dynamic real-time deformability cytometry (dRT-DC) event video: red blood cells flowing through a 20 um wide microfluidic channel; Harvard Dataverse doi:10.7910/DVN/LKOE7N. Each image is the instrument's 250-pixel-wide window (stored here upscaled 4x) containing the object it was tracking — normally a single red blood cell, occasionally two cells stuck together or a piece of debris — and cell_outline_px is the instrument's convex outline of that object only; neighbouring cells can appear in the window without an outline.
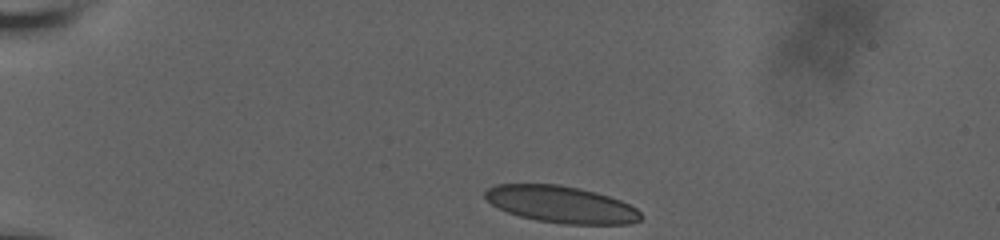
{"species": "human", "species_latin": "Homo sapiens", "temperature_condition": "room temperature", "stored_images_in_passage": 39, "camera_frame_rate_fps": 3000, "um_per_image_px": 0.085, "donor": {"sex": "male"}, "frame": {"image": 1, "passage_image": 1, "time_ms": 0.0, "image_size_px": [1000, 240], "cell_outline_px": [[640, 220], [628, 224], [564, 224], [536, 220], [520, 216], [508, 212], [492, 204], [484, 196], [484, 192], [488, 188], [496, 184], [560, 184], [580, 188], [596, 192], [620, 200], [636, 208], [640, 212]], "centroid_in_image_um": [47.69, 17.37], "position_along_channel_um": 37.3, "area_um2": 33.29}}
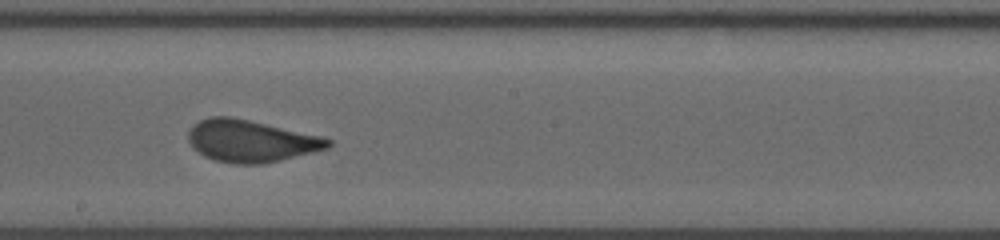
{"frame": {"image": 2, "passage_image": 22, "time_ms": 7.0, "image_size_px": [1000, 240], "cell_outline_px": [[332, 144], [328, 148], [280, 160], [260, 164], [236, 164], [216, 160], [204, 156], [192, 148], [188, 140], [188, 132], [192, 124], [200, 120], [212, 116], [228, 116], [248, 120], [320, 136], [332, 140]], "centroid_in_image_um": [21.27, 11.98], "position_along_channel_um": 226.9, "area_um2": 33.93}}
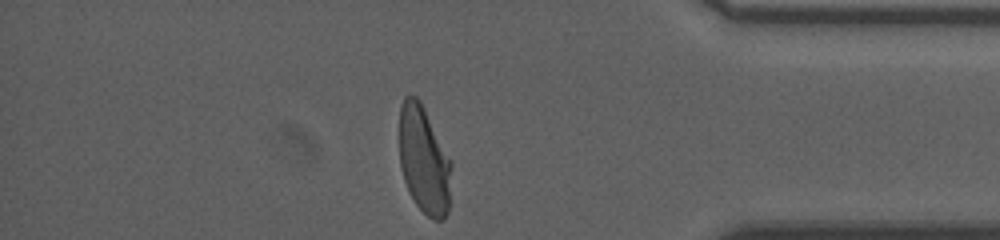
{"frame": {"image": 3, "passage_image": 38, "time_ms": 12.333, "image_size_px": [1000, 240], "cell_outline_px": [[452, 164], [448, 212], [440, 220], [432, 220], [416, 204], [408, 192], [400, 168], [400, 104], [404, 96], [416, 96], [420, 100], [452, 160]], "centroid_in_image_um": [36.04, 13.59], "position_along_channel_um": 399.2, "area_um2": 32.89}, "authors_computed_cell_mechanics": {"area_um2": 34.0442, "velocity_mm_per_s": 3.6548, "shape_relaxation_time_tau1_ms": 10.0194, "shape_relaxation_time_tau2_ms": null, "deformation_change_tau1": 0.2516, "deformation_change_tau2": null}}